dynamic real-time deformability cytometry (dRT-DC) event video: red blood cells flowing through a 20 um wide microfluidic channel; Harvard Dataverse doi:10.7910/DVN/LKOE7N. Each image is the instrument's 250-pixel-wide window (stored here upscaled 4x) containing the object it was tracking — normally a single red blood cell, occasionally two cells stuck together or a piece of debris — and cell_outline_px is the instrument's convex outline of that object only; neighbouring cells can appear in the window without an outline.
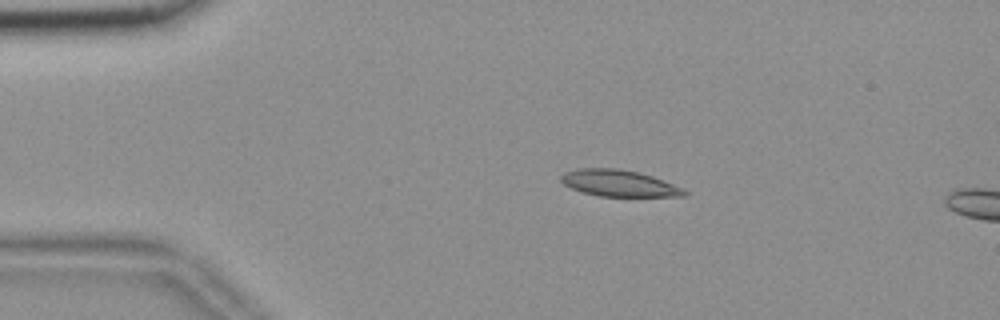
{"species": "common noctule bat (a hibernating species)", "species_latin": "Nyctalus noctula", "temperature_condition": "room temperature", "stored_images_in_passage": 5, "camera_frame_rate_fps": 3000, "um_per_image_px": 0.085, "animal": {"sex": "female", "body_mass_g": 18.4}, "frame": {"image": 1, "passage_image": 1, "time_ms": 0.0, "image_size_px": [1000, 320], "cell_outline_px": [[688, 196], [600, 196], [584, 192], [572, 188], [564, 184], [560, 180], [560, 176], [564, 172], [580, 168], [616, 168], [640, 172], [652, 176], [684, 188], [688, 192]], "centroid_in_image_um": [52.64, 15.57], "position_along_channel_um": 32.4, "area_um2": 19.02}}